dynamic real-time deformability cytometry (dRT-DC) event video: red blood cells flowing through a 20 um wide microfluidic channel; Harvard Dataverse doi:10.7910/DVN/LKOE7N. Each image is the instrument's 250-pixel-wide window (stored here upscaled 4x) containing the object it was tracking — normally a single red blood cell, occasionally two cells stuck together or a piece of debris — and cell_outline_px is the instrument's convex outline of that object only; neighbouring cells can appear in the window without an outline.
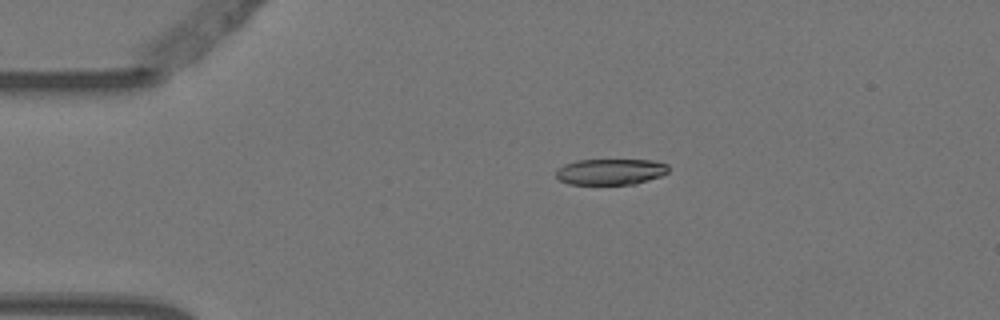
{"species": "Egyptian fruit bat (a non-hibernating species)", "species_latin": "Rousettus aegyptiacus", "temperature_condition": "warm", "stored_images_in_passage": 4, "camera_frame_rate_fps": 3000, "um_per_image_px": 0.085, "animal": {"sex": "female"}, "frame": {"image": 1, "passage_image": 2, "time_ms": 0.333, "image_size_px": [1000, 320], "cell_outline_px": [[668, 172], [660, 176], [636, 184], [568, 184], [560, 180], [556, 176], [556, 168], [564, 164], [576, 160], [652, 160], [668, 164]], "centroid_in_image_um": [51.88, 14.59], "position_along_channel_um": 33.1, "area_um2": 17.11}}
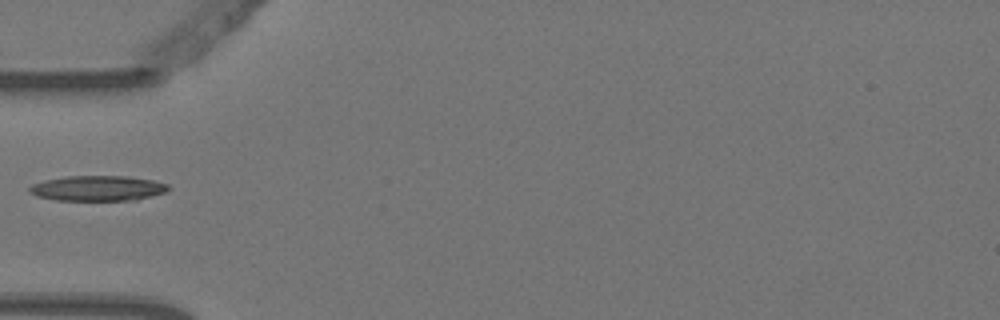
{"frame": {"image": 2, "passage_image": 4, "time_ms": 1.0, "image_size_px": [1000, 320], "cell_outline_px": [[172, 188], [164, 192], [136, 200], [56, 200], [36, 196], [28, 192], [28, 188], [32, 184], [44, 180], [64, 176], [128, 176], [152, 180], [168, 184]], "centroid_in_image_um": [8.28, 16.0], "position_along_channel_um": 76.7, "area_um2": 20.52}}